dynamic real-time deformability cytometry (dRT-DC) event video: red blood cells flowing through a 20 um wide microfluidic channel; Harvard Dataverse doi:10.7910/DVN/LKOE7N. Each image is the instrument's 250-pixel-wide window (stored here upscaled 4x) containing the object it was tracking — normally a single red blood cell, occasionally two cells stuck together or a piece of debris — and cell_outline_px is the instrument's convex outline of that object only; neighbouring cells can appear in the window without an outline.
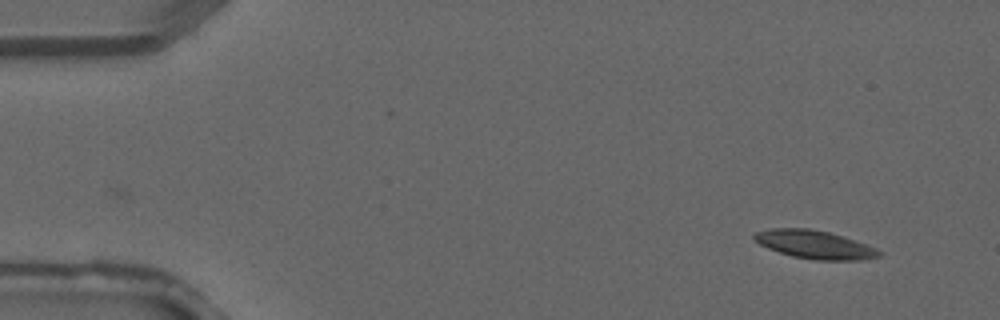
{"species": "common noctule bat (a hibernating species)", "species_latin": "Nyctalus noctula", "temperature_condition": "warm", "stored_images_in_passage": 3, "camera_frame_rate_fps": 3000, "um_per_image_px": 0.085, "animal": {"sex": "male", "forearm_length_mm": 52.5}, "frame": {"image": 1, "passage_image": 3, "time_ms": 0.667, "image_size_px": [1000, 320], "cell_outline_px": [[884, 252], [880, 256], [860, 260], [816, 260], [792, 256], [768, 248], [752, 240], [752, 236], [756, 232], [772, 228], [808, 228], [828, 232], [876, 248]], "centroid_in_image_um": [69.21, 20.79], "position_along_channel_um": 15.8, "area_um2": 20.35}}